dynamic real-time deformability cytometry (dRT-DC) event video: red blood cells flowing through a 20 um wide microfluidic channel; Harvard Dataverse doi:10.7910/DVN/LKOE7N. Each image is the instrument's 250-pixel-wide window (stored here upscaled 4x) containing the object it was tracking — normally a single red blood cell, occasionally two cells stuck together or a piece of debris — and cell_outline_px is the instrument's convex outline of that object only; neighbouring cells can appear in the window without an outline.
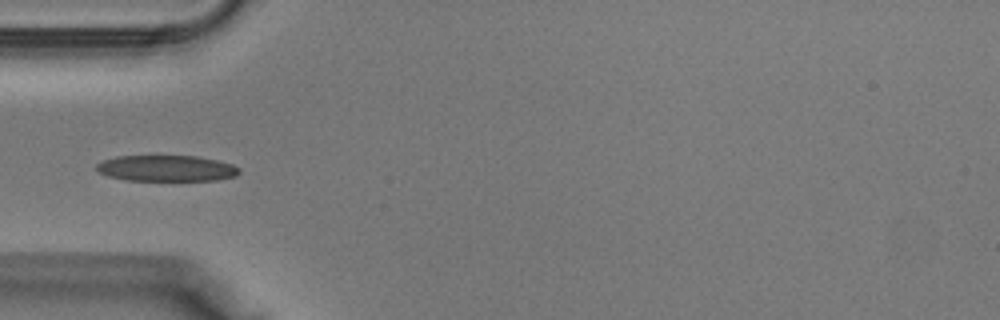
{"species": "Egyptian fruit bat (a non-hibernating species)", "species_latin": "Rousettus aegyptiacus", "temperature_condition": "warm", "stored_images_in_passage": 38, "camera_frame_rate_fps": 3000, "um_per_image_px": 0.085, "animal": {"sex": "male"}, "frame": {"image": 1, "passage_image": 12, "time_ms": 3.667, "image_size_px": [1000, 320], "cell_outline_px": [[240, 172], [236, 176], [216, 180], [128, 180], [108, 176], [100, 172], [96, 168], [96, 164], [104, 160], [116, 156], [196, 156], [216, 160], [232, 164], [240, 168]], "centroid_in_image_um": [14.17, 14.3], "position_along_channel_um": 70.8, "area_um2": 21.5}}
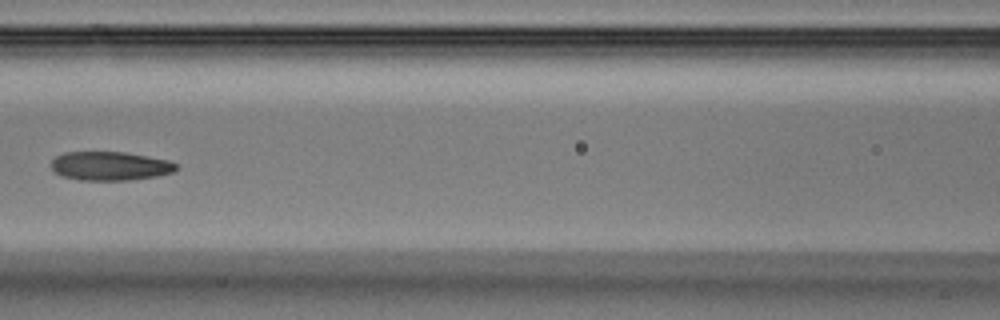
{"frame": {"image": 2, "passage_image": 17, "time_ms": 5.333, "image_size_px": [1000, 320], "cell_outline_px": [[180, 168], [172, 172], [156, 176], [128, 180], [80, 180], [60, 176], [52, 168], [52, 160], [56, 156], [64, 152], [124, 152], [172, 160], [180, 164]], "centroid_in_image_um": [9.41, 14.1], "position_along_channel_um": 157.2, "area_um2": 21.21}}